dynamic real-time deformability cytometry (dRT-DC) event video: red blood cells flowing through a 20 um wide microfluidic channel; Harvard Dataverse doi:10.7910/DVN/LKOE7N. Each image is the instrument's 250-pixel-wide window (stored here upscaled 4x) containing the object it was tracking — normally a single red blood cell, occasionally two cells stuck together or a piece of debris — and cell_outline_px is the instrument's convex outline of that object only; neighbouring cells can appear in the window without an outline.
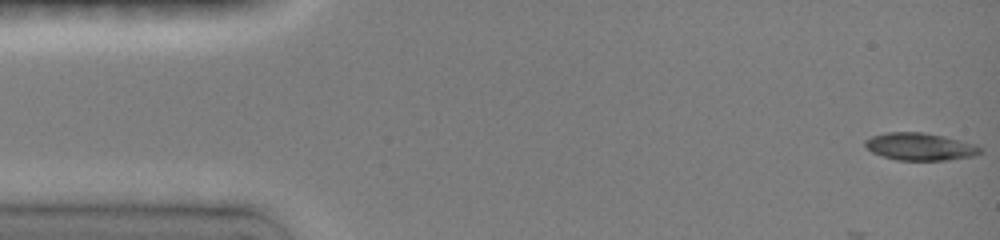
{"species": "common noctule bat (a hibernating species)", "species_latin": "Nyctalus noctula", "temperature_condition": "room temperature", "stored_images_in_passage": 8, "camera_frame_rate_fps": 3000, "um_per_image_px": 0.085, "animal": {"sex": "female", "body_mass_g": 19.0, "forearm_length_mm": 51.5}, "frame": {"image": 1, "passage_image": 1, "time_ms": 0.0, "image_size_px": [1000, 240], "cell_outline_px": [[984, 148], [980, 152], [972, 156], [948, 160], [896, 160], [872, 152], [864, 144], [864, 140], [872, 136], [884, 132], [924, 132], [944, 136], [976, 144]], "centroid_in_image_um": [78.21, 12.45], "position_along_channel_um": 6.8, "area_um2": 18.44}}